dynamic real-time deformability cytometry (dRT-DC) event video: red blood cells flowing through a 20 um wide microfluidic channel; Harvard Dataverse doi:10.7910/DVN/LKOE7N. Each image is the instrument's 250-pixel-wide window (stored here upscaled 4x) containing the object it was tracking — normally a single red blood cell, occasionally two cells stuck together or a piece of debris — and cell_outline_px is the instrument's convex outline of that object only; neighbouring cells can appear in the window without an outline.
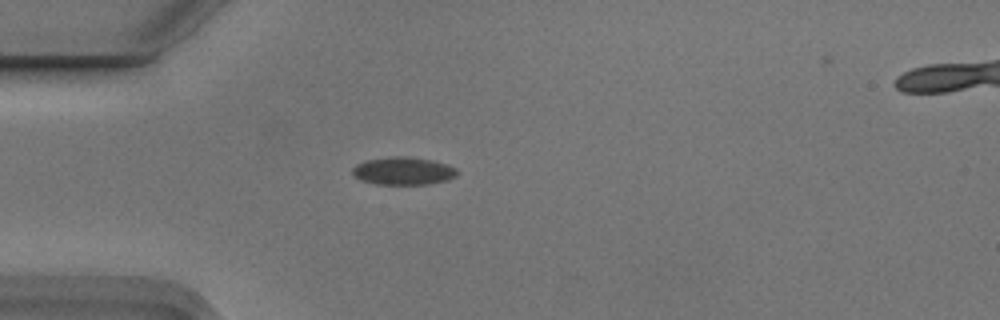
{"species": "Egyptian fruit bat (a non-hibernating species)", "species_latin": "Rousettus aegyptiacus", "temperature_condition": "cold", "stored_images_in_passage": 5, "camera_frame_rate_fps": 3000, "um_per_image_px": 0.085, "animal": {"sex": "male"}, "frame": {"image": 1, "passage_image": 4, "time_ms": 1.0, "image_size_px": [1000, 320], "cell_outline_px": [[456, 176], [448, 180], [428, 184], [376, 184], [360, 180], [352, 176], [352, 168], [356, 164], [368, 160], [392, 156], [408, 156], [432, 160], [448, 164], [456, 168]], "centroid_in_image_um": [34.26, 14.53], "position_along_channel_um": 50.7, "area_um2": 17.05}}